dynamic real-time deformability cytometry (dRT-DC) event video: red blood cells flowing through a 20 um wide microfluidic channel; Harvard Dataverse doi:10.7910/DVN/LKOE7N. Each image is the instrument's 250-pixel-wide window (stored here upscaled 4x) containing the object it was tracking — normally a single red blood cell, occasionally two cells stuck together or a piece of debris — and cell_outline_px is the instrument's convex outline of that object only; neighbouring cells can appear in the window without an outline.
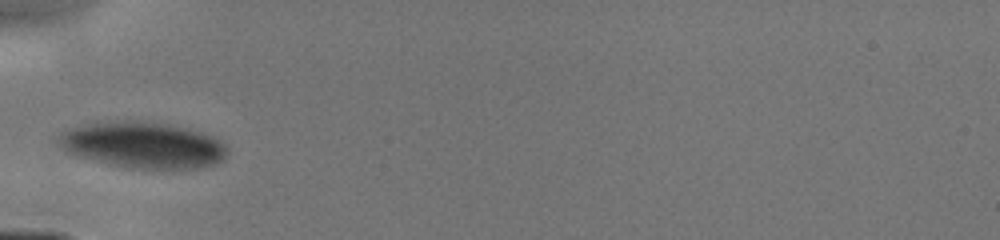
{"species": "human", "species_latin": "Homo sapiens", "temperature_condition": "cold", "stored_images_in_passage": 7, "camera_frame_rate_fps": 3000, "um_per_image_px": 0.085, "donor": {"sex": "male"}, "frame": {"image": 1, "passage_image": 1, "time_ms": 0.0, "image_size_px": [1000, 240], "cell_outline_px": [[228, 152], [216, 164], [200, 168], [132, 168], [108, 164], [76, 156], [68, 152], [64, 148], [60, 136], [64, 132], [72, 128], [96, 120], [140, 120], [168, 124], [188, 128], [212, 136], [220, 140], [228, 148]], "centroid_in_image_um": [12.18, 12.3], "position_along_channel_um": 72.8, "area_um2": 45.43}}